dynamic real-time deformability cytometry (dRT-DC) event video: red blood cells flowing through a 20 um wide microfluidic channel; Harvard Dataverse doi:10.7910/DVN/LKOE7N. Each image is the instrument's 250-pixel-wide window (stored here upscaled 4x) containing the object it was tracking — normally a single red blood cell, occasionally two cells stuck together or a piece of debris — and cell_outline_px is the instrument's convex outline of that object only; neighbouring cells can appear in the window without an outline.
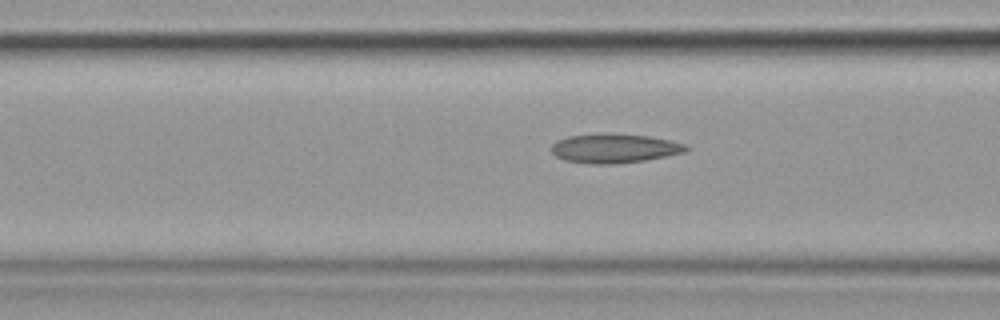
{"species": "common noctule bat (a hibernating species)", "species_latin": "Nyctalus noctula", "temperature_condition": "cold", "stored_images_in_passage": 13, "camera_frame_rate_fps": 3000, "um_per_image_px": 0.085, "animal": {"sex": "female", "body_mass_g": 19.9}, "frame": {"image": 1, "passage_image": 10, "time_ms": 3.0, "image_size_px": [1000, 320], "cell_outline_px": [[692, 148], [684, 152], [644, 160], [612, 164], [592, 164], [564, 160], [556, 156], [552, 152], [552, 144], [556, 140], [568, 136], [604, 132], [648, 136], [668, 140], [684, 144]], "centroid_in_image_um": [52.18, 12.59], "position_along_channel_um": 114.4, "area_um2": 22.95}}